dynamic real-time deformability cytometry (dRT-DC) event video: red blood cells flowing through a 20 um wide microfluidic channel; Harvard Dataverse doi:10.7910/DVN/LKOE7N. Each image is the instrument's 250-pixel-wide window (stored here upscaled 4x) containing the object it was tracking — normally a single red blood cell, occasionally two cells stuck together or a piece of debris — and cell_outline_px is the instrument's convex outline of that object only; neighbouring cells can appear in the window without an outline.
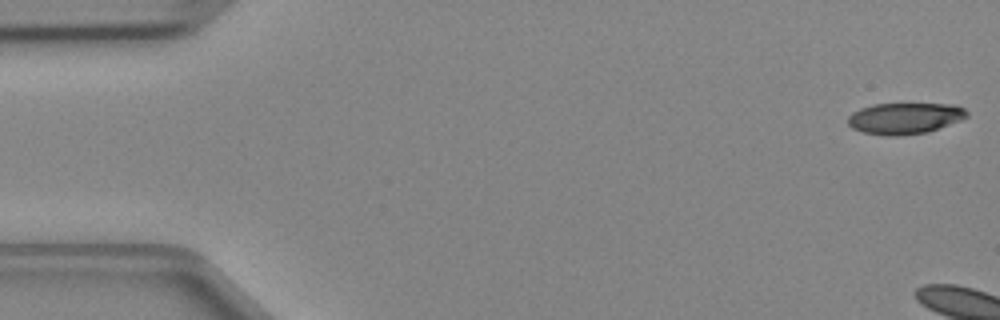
{"species": "Egyptian fruit bat (a non-hibernating species)", "species_latin": "Rousettus aegyptiacus", "temperature_condition": "cold", "stored_images_in_passage": 4, "camera_frame_rate_fps": 3000, "um_per_image_px": 0.085, "animal": {"sex": "female"}, "frame": {"image": 1, "passage_image": 1, "time_ms": 0.0, "image_size_px": [1000, 320], "cell_outline_px": [[968, 116], [960, 120], [928, 132], [896, 136], [884, 136], [864, 132], [852, 128], [848, 124], [848, 116], [852, 112], [860, 108], [872, 104], [956, 104], [964, 108], [968, 112]], "centroid_in_image_um": [76.89, 10.05], "position_along_channel_um": 8.1, "area_um2": 21.73}}